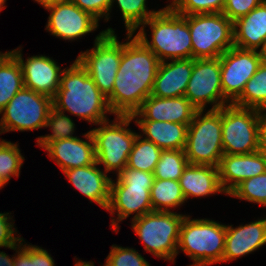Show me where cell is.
Returning a JSON list of instances; mask_svg holds the SVG:
<instances>
[{
	"instance_id": "cell-1",
	"label": "cell",
	"mask_w": 266,
	"mask_h": 266,
	"mask_svg": "<svg viewBox=\"0 0 266 266\" xmlns=\"http://www.w3.org/2000/svg\"><path fill=\"white\" fill-rule=\"evenodd\" d=\"M126 35L112 94L107 98L113 115H132L141 107L152 93L160 64L158 57L136 35Z\"/></svg>"
},
{
	"instance_id": "cell-2",
	"label": "cell",
	"mask_w": 266,
	"mask_h": 266,
	"mask_svg": "<svg viewBox=\"0 0 266 266\" xmlns=\"http://www.w3.org/2000/svg\"><path fill=\"white\" fill-rule=\"evenodd\" d=\"M53 107L95 125L108 120L107 113L113 114L107 97L77 59L69 68L63 69L60 86L53 98Z\"/></svg>"
},
{
	"instance_id": "cell-3",
	"label": "cell",
	"mask_w": 266,
	"mask_h": 266,
	"mask_svg": "<svg viewBox=\"0 0 266 266\" xmlns=\"http://www.w3.org/2000/svg\"><path fill=\"white\" fill-rule=\"evenodd\" d=\"M145 25L152 30L151 41L145 33ZM136 36L160 62L192 58V41L187 19L169 5L143 23Z\"/></svg>"
},
{
	"instance_id": "cell-4",
	"label": "cell",
	"mask_w": 266,
	"mask_h": 266,
	"mask_svg": "<svg viewBox=\"0 0 266 266\" xmlns=\"http://www.w3.org/2000/svg\"><path fill=\"white\" fill-rule=\"evenodd\" d=\"M154 179L151 172L125 167L117 174L116 182L111 180L110 200L106 210L110 215H117V219L111 220L115 232L120 229L119 222L129 215L136 213L132 218L134 220L153 211L150 191Z\"/></svg>"
},
{
	"instance_id": "cell-5",
	"label": "cell",
	"mask_w": 266,
	"mask_h": 266,
	"mask_svg": "<svg viewBox=\"0 0 266 266\" xmlns=\"http://www.w3.org/2000/svg\"><path fill=\"white\" fill-rule=\"evenodd\" d=\"M184 217L179 234L177 254L182 250L193 260L190 266H208L222 262L226 225L209 219Z\"/></svg>"
},
{
	"instance_id": "cell-6",
	"label": "cell",
	"mask_w": 266,
	"mask_h": 266,
	"mask_svg": "<svg viewBox=\"0 0 266 266\" xmlns=\"http://www.w3.org/2000/svg\"><path fill=\"white\" fill-rule=\"evenodd\" d=\"M197 110L188 125L185 155L189 164L218 167L223 153L222 107ZM203 114V115H202Z\"/></svg>"
},
{
	"instance_id": "cell-7",
	"label": "cell",
	"mask_w": 266,
	"mask_h": 266,
	"mask_svg": "<svg viewBox=\"0 0 266 266\" xmlns=\"http://www.w3.org/2000/svg\"><path fill=\"white\" fill-rule=\"evenodd\" d=\"M184 217L172 211H152L132 220L131 226L144 243L145 251L157 258L174 262Z\"/></svg>"
},
{
	"instance_id": "cell-8",
	"label": "cell",
	"mask_w": 266,
	"mask_h": 266,
	"mask_svg": "<svg viewBox=\"0 0 266 266\" xmlns=\"http://www.w3.org/2000/svg\"><path fill=\"white\" fill-rule=\"evenodd\" d=\"M132 120L131 115H116L111 123L108 119L99 123L100 127L90 130L94 139L96 162L103 165L107 173L114 170L119 174L127 165L138 134L127 128Z\"/></svg>"
},
{
	"instance_id": "cell-9",
	"label": "cell",
	"mask_w": 266,
	"mask_h": 266,
	"mask_svg": "<svg viewBox=\"0 0 266 266\" xmlns=\"http://www.w3.org/2000/svg\"><path fill=\"white\" fill-rule=\"evenodd\" d=\"M183 16L191 34L193 59L219 58L234 46L233 22L223 13Z\"/></svg>"
},
{
	"instance_id": "cell-10",
	"label": "cell",
	"mask_w": 266,
	"mask_h": 266,
	"mask_svg": "<svg viewBox=\"0 0 266 266\" xmlns=\"http://www.w3.org/2000/svg\"><path fill=\"white\" fill-rule=\"evenodd\" d=\"M121 57L122 42L118 41L112 28H107L96 36L94 47L81 52L76 59L108 98L112 94Z\"/></svg>"
},
{
	"instance_id": "cell-11",
	"label": "cell",
	"mask_w": 266,
	"mask_h": 266,
	"mask_svg": "<svg viewBox=\"0 0 266 266\" xmlns=\"http://www.w3.org/2000/svg\"><path fill=\"white\" fill-rule=\"evenodd\" d=\"M52 107V98L23 87L0 112V134L45 127Z\"/></svg>"
},
{
	"instance_id": "cell-12",
	"label": "cell",
	"mask_w": 266,
	"mask_h": 266,
	"mask_svg": "<svg viewBox=\"0 0 266 266\" xmlns=\"http://www.w3.org/2000/svg\"><path fill=\"white\" fill-rule=\"evenodd\" d=\"M260 111L233 104L222 107L223 153L249 154L258 151Z\"/></svg>"
},
{
	"instance_id": "cell-13",
	"label": "cell",
	"mask_w": 266,
	"mask_h": 266,
	"mask_svg": "<svg viewBox=\"0 0 266 266\" xmlns=\"http://www.w3.org/2000/svg\"><path fill=\"white\" fill-rule=\"evenodd\" d=\"M184 96L197 110H204L207 104H213L211 110L232 104L222 92L220 58L194 59Z\"/></svg>"
},
{
	"instance_id": "cell-14",
	"label": "cell",
	"mask_w": 266,
	"mask_h": 266,
	"mask_svg": "<svg viewBox=\"0 0 266 266\" xmlns=\"http://www.w3.org/2000/svg\"><path fill=\"white\" fill-rule=\"evenodd\" d=\"M219 58L222 92L233 103L242 94L246 82L257 72L262 59L258 51L236 46L225 51Z\"/></svg>"
},
{
	"instance_id": "cell-15",
	"label": "cell",
	"mask_w": 266,
	"mask_h": 266,
	"mask_svg": "<svg viewBox=\"0 0 266 266\" xmlns=\"http://www.w3.org/2000/svg\"><path fill=\"white\" fill-rule=\"evenodd\" d=\"M50 11L46 30L63 40H75L98 28V20L72 1L45 8Z\"/></svg>"
},
{
	"instance_id": "cell-16",
	"label": "cell",
	"mask_w": 266,
	"mask_h": 266,
	"mask_svg": "<svg viewBox=\"0 0 266 266\" xmlns=\"http://www.w3.org/2000/svg\"><path fill=\"white\" fill-rule=\"evenodd\" d=\"M18 48L10 52L21 64L24 87L53 99L60 86L63 70L49 56H31L24 62L22 50L20 47Z\"/></svg>"
},
{
	"instance_id": "cell-17",
	"label": "cell",
	"mask_w": 266,
	"mask_h": 266,
	"mask_svg": "<svg viewBox=\"0 0 266 266\" xmlns=\"http://www.w3.org/2000/svg\"><path fill=\"white\" fill-rule=\"evenodd\" d=\"M196 112L185 96L159 98L149 95L131 116L134 120L167 121L188 126Z\"/></svg>"
},
{
	"instance_id": "cell-18",
	"label": "cell",
	"mask_w": 266,
	"mask_h": 266,
	"mask_svg": "<svg viewBox=\"0 0 266 266\" xmlns=\"http://www.w3.org/2000/svg\"><path fill=\"white\" fill-rule=\"evenodd\" d=\"M218 170L220 185L228 196L242 181L266 172V157L259 151L239 155L224 154Z\"/></svg>"
},
{
	"instance_id": "cell-19",
	"label": "cell",
	"mask_w": 266,
	"mask_h": 266,
	"mask_svg": "<svg viewBox=\"0 0 266 266\" xmlns=\"http://www.w3.org/2000/svg\"><path fill=\"white\" fill-rule=\"evenodd\" d=\"M78 137L66 138L49 143L44 150L62 171L89 166L96 162L94 139L90 131Z\"/></svg>"
},
{
	"instance_id": "cell-20",
	"label": "cell",
	"mask_w": 266,
	"mask_h": 266,
	"mask_svg": "<svg viewBox=\"0 0 266 266\" xmlns=\"http://www.w3.org/2000/svg\"><path fill=\"white\" fill-rule=\"evenodd\" d=\"M266 244V218L234 228L226 225L225 248L222 262L252 253Z\"/></svg>"
},
{
	"instance_id": "cell-21",
	"label": "cell",
	"mask_w": 266,
	"mask_h": 266,
	"mask_svg": "<svg viewBox=\"0 0 266 266\" xmlns=\"http://www.w3.org/2000/svg\"><path fill=\"white\" fill-rule=\"evenodd\" d=\"M97 166L98 163L95 162L89 166L67 169L63 173L82 195L89 198L90 202H95L106 210L110 200L112 179L107 176V172Z\"/></svg>"
},
{
	"instance_id": "cell-22",
	"label": "cell",
	"mask_w": 266,
	"mask_h": 266,
	"mask_svg": "<svg viewBox=\"0 0 266 266\" xmlns=\"http://www.w3.org/2000/svg\"><path fill=\"white\" fill-rule=\"evenodd\" d=\"M168 61L160 62L151 95L159 98L184 96L192 75L194 59Z\"/></svg>"
},
{
	"instance_id": "cell-23",
	"label": "cell",
	"mask_w": 266,
	"mask_h": 266,
	"mask_svg": "<svg viewBox=\"0 0 266 266\" xmlns=\"http://www.w3.org/2000/svg\"><path fill=\"white\" fill-rule=\"evenodd\" d=\"M183 195L186 201L192 197L209 196L215 193H224L220 181L218 167L211 165L189 164L179 178Z\"/></svg>"
},
{
	"instance_id": "cell-24",
	"label": "cell",
	"mask_w": 266,
	"mask_h": 266,
	"mask_svg": "<svg viewBox=\"0 0 266 266\" xmlns=\"http://www.w3.org/2000/svg\"><path fill=\"white\" fill-rule=\"evenodd\" d=\"M234 46L258 50L266 39V0L233 22Z\"/></svg>"
},
{
	"instance_id": "cell-25",
	"label": "cell",
	"mask_w": 266,
	"mask_h": 266,
	"mask_svg": "<svg viewBox=\"0 0 266 266\" xmlns=\"http://www.w3.org/2000/svg\"><path fill=\"white\" fill-rule=\"evenodd\" d=\"M145 139L162 150H184L186 146V124L167 121L135 120Z\"/></svg>"
},
{
	"instance_id": "cell-26",
	"label": "cell",
	"mask_w": 266,
	"mask_h": 266,
	"mask_svg": "<svg viewBox=\"0 0 266 266\" xmlns=\"http://www.w3.org/2000/svg\"><path fill=\"white\" fill-rule=\"evenodd\" d=\"M23 87L21 64L10 51L5 52L0 57V112Z\"/></svg>"
},
{
	"instance_id": "cell-27",
	"label": "cell",
	"mask_w": 266,
	"mask_h": 266,
	"mask_svg": "<svg viewBox=\"0 0 266 266\" xmlns=\"http://www.w3.org/2000/svg\"><path fill=\"white\" fill-rule=\"evenodd\" d=\"M150 196L153 211L170 212V208L181 206L186 201L179 180L154 179Z\"/></svg>"
},
{
	"instance_id": "cell-28",
	"label": "cell",
	"mask_w": 266,
	"mask_h": 266,
	"mask_svg": "<svg viewBox=\"0 0 266 266\" xmlns=\"http://www.w3.org/2000/svg\"><path fill=\"white\" fill-rule=\"evenodd\" d=\"M241 108L266 110V62H262L253 77L246 82L242 94L232 103Z\"/></svg>"
},
{
	"instance_id": "cell-29",
	"label": "cell",
	"mask_w": 266,
	"mask_h": 266,
	"mask_svg": "<svg viewBox=\"0 0 266 266\" xmlns=\"http://www.w3.org/2000/svg\"><path fill=\"white\" fill-rule=\"evenodd\" d=\"M141 135L137 134L136 136L126 167L153 173L162 149L152 141L142 139L143 136Z\"/></svg>"
},
{
	"instance_id": "cell-30",
	"label": "cell",
	"mask_w": 266,
	"mask_h": 266,
	"mask_svg": "<svg viewBox=\"0 0 266 266\" xmlns=\"http://www.w3.org/2000/svg\"><path fill=\"white\" fill-rule=\"evenodd\" d=\"M114 1L118 3V7L122 13L127 34H134L143 23L159 12L158 10L148 11L146 0H111L110 12Z\"/></svg>"
},
{
	"instance_id": "cell-31",
	"label": "cell",
	"mask_w": 266,
	"mask_h": 266,
	"mask_svg": "<svg viewBox=\"0 0 266 266\" xmlns=\"http://www.w3.org/2000/svg\"><path fill=\"white\" fill-rule=\"evenodd\" d=\"M188 165L184 150H162L153 172L155 179L179 180Z\"/></svg>"
},
{
	"instance_id": "cell-32",
	"label": "cell",
	"mask_w": 266,
	"mask_h": 266,
	"mask_svg": "<svg viewBox=\"0 0 266 266\" xmlns=\"http://www.w3.org/2000/svg\"><path fill=\"white\" fill-rule=\"evenodd\" d=\"M52 130V134L40 136L36 139L37 144L41 148H45L49 143L57 140L73 138L75 131V124L69 116H66L63 112L58 111L54 107L49 112V116L46 121V126Z\"/></svg>"
},
{
	"instance_id": "cell-33",
	"label": "cell",
	"mask_w": 266,
	"mask_h": 266,
	"mask_svg": "<svg viewBox=\"0 0 266 266\" xmlns=\"http://www.w3.org/2000/svg\"><path fill=\"white\" fill-rule=\"evenodd\" d=\"M18 144L0 140V179L6 184L11 177H19L24 157Z\"/></svg>"
},
{
	"instance_id": "cell-34",
	"label": "cell",
	"mask_w": 266,
	"mask_h": 266,
	"mask_svg": "<svg viewBox=\"0 0 266 266\" xmlns=\"http://www.w3.org/2000/svg\"><path fill=\"white\" fill-rule=\"evenodd\" d=\"M228 195L266 207V172L242 181Z\"/></svg>"
},
{
	"instance_id": "cell-35",
	"label": "cell",
	"mask_w": 266,
	"mask_h": 266,
	"mask_svg": "<svg viewBox=\"0 0 266 266\" xmlns=\"http://www.w3.org/2000/svg\"><path fill=\"white\" fill-rule=\"evenodd\" d=\"M225 0H172L169 6L180 15L222 13Z\"/></svg>"
},
{
	"instance_id": "cell-36",
	"label": "cell",
	"mask_w": 266,
	"mask_h": 266,
	"mask_svg": "<svg viewBox=\"0 0 266 266\" xmlns=\"http://www.w3.org/2000/svg\"><path fill=\"white\" fill-rule=\"evenodd\" d=\"M105 266H150L136 249L112 245Z\"/></svg>"
},
{
	"instance_id": "cell-37",
	"label": "cell",
	"mask_w": 266,
	"mask_h": 266,
	"mask_svg": "<svg viewBox=\"0 0 266 266\" xmlns=\"http://www.w3.org/2000/svg\"><path fill=\"white\" fill-rule=\"evenodd\" d=\"M264 0H225L223 14L232 22L247 15L252 9L260 5Z\"/></svg>"
},
{
	"instance_id": "cell-38",
	"label": "cell",
	"mask_w": 266,
	"mask_h": 266,
	"mask_svg": "<svg viewBox=\"0 0 266 266\" xmlns=\"http://www.w3.org/2000/svg\"><path fill=\"white\" fill-rule=\"evenodd\" d=\"M81 10L91 14L98 21L105 16L109 20L111 0H71Z\"/></svg>"
},
{
	"instance_id": "cell-39",
	"label": "cell",
	"mask_w": 266,
	"mask_h": 266,
	"mask_svg": "<svg viewBox=\"0 0 266 266\" xmlns=\"http://www.w3.org/2000/svg\"><path fill=\"white\" fill-rule=\"evenodd\" d=\"M8 215L9 213H0V247L16 250V244H18L23 238L20 236H14L17 230L16 228H13L14 223L10 222L12 217Z\"/></svg>"
},
{
	"instance_id": "cell-40",
	"label": "cell",
	"mask_w": 266,
	"mask_h": 266,
	"mask_svg": "<svg viewBox=\"0 0 266 266\" xmlns=\"http://www.w3.org/2000/svg\"><path fill=\"white\" fill-rule=\"evenodd\" d=\"M31 266H55L47 250L31 244Z\"/></svg>"
},
{
	"instance_id": "cell-41",
	"label": "cell",
	"mask_w": 266,
	"mask_h": 266,
	"mask_svg": "<svg viewBox=\"0 0 266 266\" xmlns=\"http://www.w3.org/2000/svg\"><path fill=\"white\" fill-rule=\"evenodd\" d=\"M23 242L24 239L16 244L17 256L15 255L14 266H31V245H23Z\"/></svg>"
},
{
	"instance_id": "cell-42",
	"label": "cell",
	"mask_w": 266,
	"mask_h": 266,
	"mask_svg": "<svg viewBox=\"0 0 266 266\" xmlns=\"http://www.w3.org/2000/svg\"><path fill=\"white\" fill-rule=\"evenodd\" d=\"M258 151L266 157V110L260 111Z\"/></svg>"
},
{
	"instance_id": "cell-43",
	"label": "cell",
	"mask_w": 266,
	"mask_h": 266,
	"mask_svg": "<svg viewBox=\"0 0 266 266\" xmlns=\"http://www.w3.org/2000/svg\"><path fill=\"white\" fill-rule=\"evenodd\" d=\"M15 256L11 258L5 252L0 251V266H14Z\"/></svg>"
},
{
	"instance_id": "cell-44",
	"label": "cell",
	"mask_w": 266,
	"mask_h": 266,
	"mask_svg": "<svg viewBox=\"0 0 266 266\" xmlns=\"http://www.w3.org/2000/svg\"><path fill=\"white\" fill-rule=\"evenodd\" d=\"M44 8L51 7L54 5L70 2L71 0H35Z\"/></svg>"
},
{
	"instance_id": "cell-45",
	"label": "cell",
	"mask_w": 266,
	"mask_h": 266,
	"mask_svg": "<svg viewBox=\"0 0 266 266\" xmlns=\"http://www.w3.org/2000/svg\"><path fill=\"white\" fill-rule=\"evenodd\" d=\"M258 52L262 59V62H266V39L264 40L263 45Z\"/></svg>"
},
{
	"instance_id": "cell-46",
	"label": "cell",
	"mask_w": 266,
	"mask_h": 266,
	"mask_svg": "<svg viewBox=\"0 0 266 266\" xmlns=\"http://www.w3.org/2000/svg\"><path fill=\"white\" fill-rule=\"evenodd\" d=\"M75 266H94V263L91 261H82V260H77V262L75 263Z\"/></svg>"
},
{
	"instance_id": "cell-47",
	"label": "cell",
	"mask_w": 266,
	"mask_h": 266,
	"mask_svg": "<svg viewBox=\"0 0 266 266\" xmlns=\"http://www.w3.org/2000/svg\"><path fill=\"white\" fill-rule=\"evenodd\" d=\"M5 2H6V0H0V11H2V9H4L5 8Z\"/></svg>"
},
{
	"instance_id": "cell-48",
	"label": "cell",
	"mask_w": 266,
	"mask_h": 266,
	"mask_svg": "<svg viewBox=\"0 0 266 266\" xmlns=\"http://www.w3.org/2000/svg\"><path fill=\"white\" fill-rule=\"evenodd\" d=\"M6 184L0 179V189H2Z\"/></svg>"
}]
</instances>
